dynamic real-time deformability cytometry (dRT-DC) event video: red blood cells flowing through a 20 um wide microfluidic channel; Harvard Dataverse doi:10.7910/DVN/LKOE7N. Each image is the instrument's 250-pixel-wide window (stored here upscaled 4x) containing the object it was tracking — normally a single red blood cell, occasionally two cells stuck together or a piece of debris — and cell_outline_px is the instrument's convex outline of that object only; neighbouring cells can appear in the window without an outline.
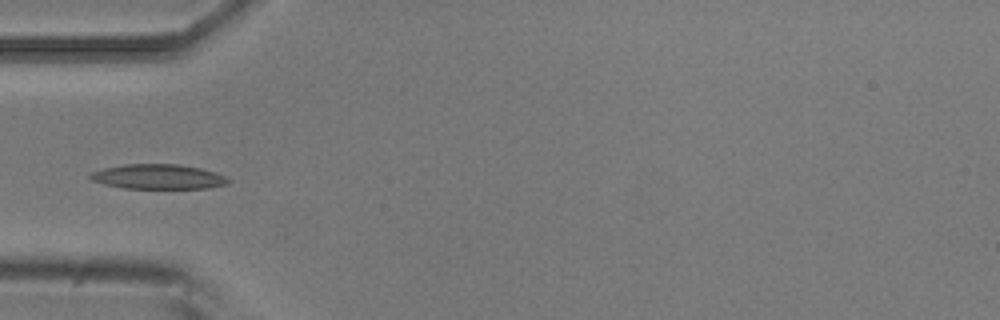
{"species": "common noctule bat (a hibernating species)", "species_latin": "Nyctalus noctula", "temperature_condition": "room temperature", "stored_images_in_passage": 5, "camera_frame_rate_fps": 3000, "um_per_image_px": 0.085, "animal": {"sex": "male", "body_mass_g": 20.5, "forearm_length_mm": 52.5}, "frame": {"image": 1, "passage_image": 5, "time_ms": 1.333, "image_size_px": [1000, 320], "cell_outline_px": [[228, 184], [208, 188], [124, 188], [104, 184], [92, 180], [88, 176], [92, 172], [104, 168], [124, 164], [180, 164], [200, 168], [216, 172], [224, 176], [228, 180]], "centroid_in_image_um": [13.44, 15.01], "position_along_channel_um": 71.6, "area_um2": 19.83}}